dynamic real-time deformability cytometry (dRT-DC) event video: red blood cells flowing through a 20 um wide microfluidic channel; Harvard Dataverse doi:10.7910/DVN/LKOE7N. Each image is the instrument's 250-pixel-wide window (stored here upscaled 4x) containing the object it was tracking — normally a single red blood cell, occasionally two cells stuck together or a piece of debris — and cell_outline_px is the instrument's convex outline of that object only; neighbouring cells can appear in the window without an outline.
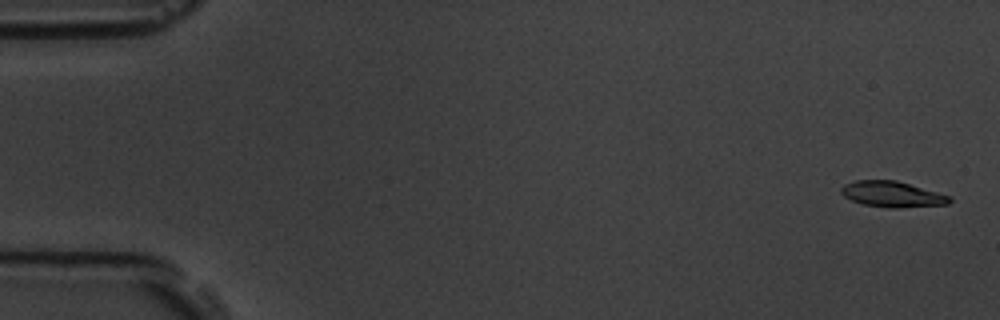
{"species": "common noctule bat (a hibernating species)", "species_latin": "Nyctalus noctula", "temperature_condition": "room temperature", "stored_images_in_passage": 4, "camera_frame_rate_fps": 3000, "um_per_image_px": 0.085, "animal": {"sex": "male", "body_mass_g": 19.5, "forearm_length_mm": 54.6}, "frame": {"image": 1, "passage_image": 1, "time_ms": 0.0, "image_size_px": [1000, 320], "cell_outline_px": [[952, 200], [948, 204], [900, 208], [888, 208], [864, 204], [852, 200], [844, 196], [840, 192], [840, 188], [844, 184], [856, 180], [896, 180], [952, 196]], "centroid_in_image_um": [75.85, 16.51], "position_along_channel_um": 9.1, "area_um2": 16.36}}